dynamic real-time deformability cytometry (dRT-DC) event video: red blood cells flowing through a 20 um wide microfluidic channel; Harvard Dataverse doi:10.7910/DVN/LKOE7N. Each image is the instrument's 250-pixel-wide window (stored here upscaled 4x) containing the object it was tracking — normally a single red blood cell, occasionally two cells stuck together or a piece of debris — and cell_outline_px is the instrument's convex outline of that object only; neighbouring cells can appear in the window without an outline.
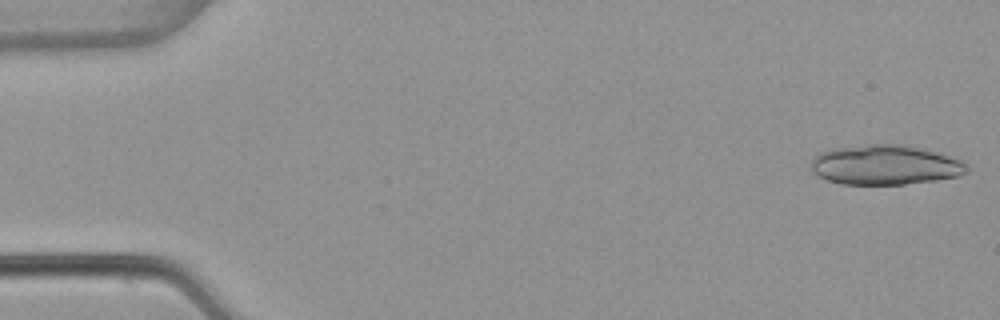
{"species": "common noctule bat (a hibernating species)", "species_latin": "Nyctalus noctula", "temperature_condition": "warm", "stored_images_in_passage": 5, "camera_frame_rate_fps": 3000, "um_per_image_px": 0.085, "animal": {"sex": "female", "body_mass_g": 22.7, "forearm_length_mm": 54.2}, "frame": {"image": 1, "passage_image": 1, "time_ms": 0.0, "image_size_px": [1000, 320], "cell_outline_px": [[968, 172], [960, 176], [936, 180], [904, 184], [840, 184], [816, 176], [812, 172], [812, 160], [820, 152], [832, 148], [868, 144], [904, 144], [936, 152], [960, 160], [968, 168]], "centroid_in_image_um": [75.21, 14.02], "position_along_channel_um": 9.8, "area_um2": 36.13}}